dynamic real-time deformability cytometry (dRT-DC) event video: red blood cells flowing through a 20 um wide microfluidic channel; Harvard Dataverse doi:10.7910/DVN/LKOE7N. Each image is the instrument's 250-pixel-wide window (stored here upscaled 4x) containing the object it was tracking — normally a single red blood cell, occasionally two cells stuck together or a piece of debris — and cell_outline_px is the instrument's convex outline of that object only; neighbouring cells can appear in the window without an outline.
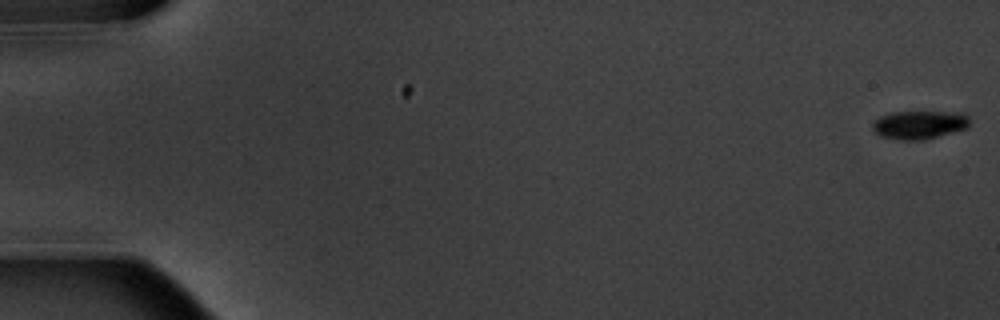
{"species": "common noctule bat (a hibernating species)", "species_latin": "Nyctalus noctula", "temperature_condition": "warm", "stored_images_in_passage": 5, "camera_frame_rate_fps": 3000, "um_per_image_px": 0.085, "animal": {"sex": "male", "body_mass_g": 20.1, "forearm_length_mm": 53.5}, "frame": {"image": 1, "passage_image": 1, "time_ms": 0.0, "image_size_px": [1000, 320], "cell_outline_px": [[968, 128], [924, 140], [896, 140], [880, 136], [872, 132], [872, 120], [880, 116], [892, 112], [964, 112], [968, 116]], "centroid_in_image_um": [78.09, 10.61], "position_along_channel_um": 6.9, "area_um2": 16.36}}
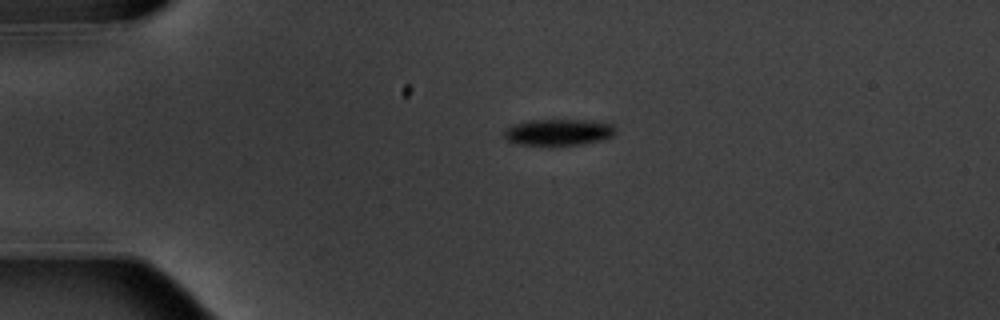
{"frame": {"image": 2, "passage_image": 4, "time_ms": 4.333, "image_size_px": [1000, 320], "cell_outline_px": [[616, 132], [612, 136], [600, 140], [580, 144], [552, 148], [516, 144], [508, 140], [504, 136], [504, 132], [512, 124], [528, 120], [592, 120], [612, 124], [616, 128]], "centroid_in_image_um": [47.44, 11.27], "position_along_channel_um": 37.6, "area_um2": 17.8}}